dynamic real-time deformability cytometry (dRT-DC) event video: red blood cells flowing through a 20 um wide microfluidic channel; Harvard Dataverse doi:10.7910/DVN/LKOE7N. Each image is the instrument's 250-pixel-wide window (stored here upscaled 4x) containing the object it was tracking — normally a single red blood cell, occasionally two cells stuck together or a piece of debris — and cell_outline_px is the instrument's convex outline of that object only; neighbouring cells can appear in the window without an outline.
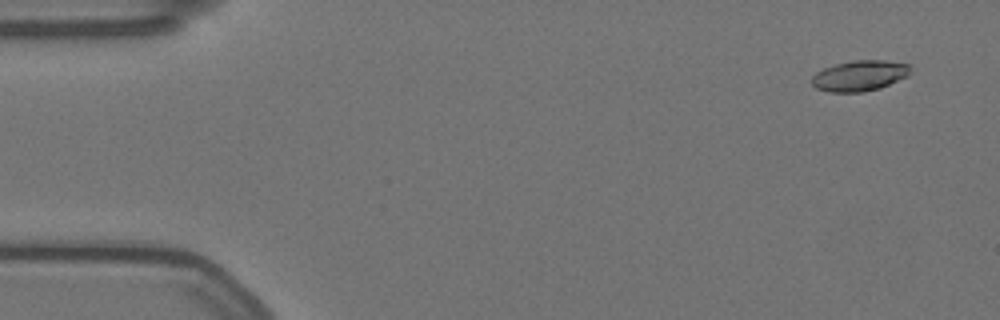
{"species": "Egyptian fruit bat (a non-hibernating species)", "species_latin": "Rousettus aegyptiacus", "temperature_condition": "warm", "stored_images_in_passage": 58, "camera_frame_rate_fps": 3000, "um_per_image_px": 0.085, "animal": {"sex": "female"}, "frame": {"image": 1, "passage_image": 4, "time_ms": 1.0, "image_size_px": [1000, 320], "cell_outline_px": [[912, 64], [908, 76], [880, 88], [864, 92], [828, 92], [816, 88], [812, 84], [812, 76], [816, 72], [824, 68], [836, 64], [852, 60], [884, 60]], "centroid_in_image_um": [73.08, 6.43], "position_along_channel_um": 11.9, "area_um2": 17.74}}
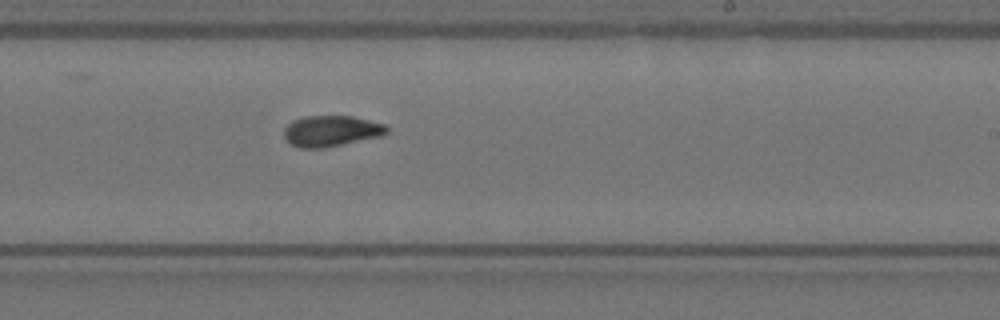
{"frame": {"image": 2, "passage_image": 35, "time_ms": 11.333, "image_size_px": [1000, 320], "cell_outline_px": [[388, 132], [380, 136], [324, 148], [300, 148], [292, 144], [284, 136], [284, 128], [292, 120], [304, 116], [352, 116], [384, 124], [388, 128]], "centroid_in_image_um": [28.13, 11.13], "position_along_channel_um": 260.9, "area_um2": 18.38}}
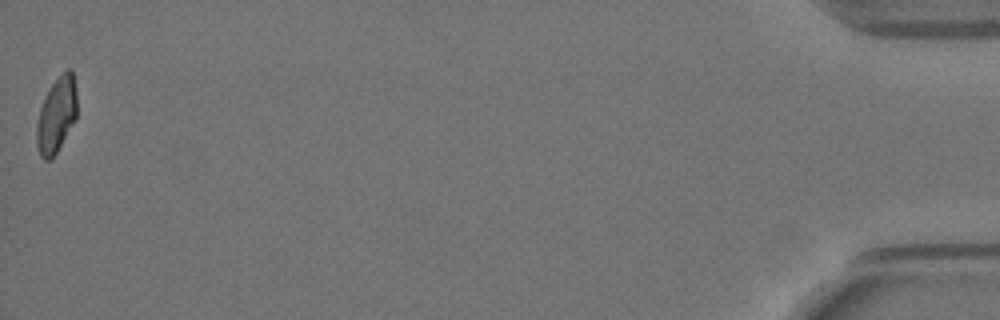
{"frame": {"image": 3, "passage_image": 58, "time_ms": 19.0, "image_size_px": [1000, 320], "cell_outline_px": [[76, 120], [56, 152], [48, 160], [44, 160], [40, 156], [36, 144], [36, 124], [40, 108], [44, 96], [48, 88], [68, 68], [72, 68], [76, 88]], "centroid_in_image_um": [4.79, 9.76], "position_along_channel_um": 430.4, "area_um2": 17.74}, "authors_computed_cell_mechanics": {"area_um2": 18.1492, "velocity_mm_per_s": 3.5203, "shape_relaxation_time_tau1_ms": 9.7203, "shape_relaxation_time_tau2_ms": 4.0887, "deformation_change_tau1": 0.212, "deformation_change_tau2": 0.0975}}